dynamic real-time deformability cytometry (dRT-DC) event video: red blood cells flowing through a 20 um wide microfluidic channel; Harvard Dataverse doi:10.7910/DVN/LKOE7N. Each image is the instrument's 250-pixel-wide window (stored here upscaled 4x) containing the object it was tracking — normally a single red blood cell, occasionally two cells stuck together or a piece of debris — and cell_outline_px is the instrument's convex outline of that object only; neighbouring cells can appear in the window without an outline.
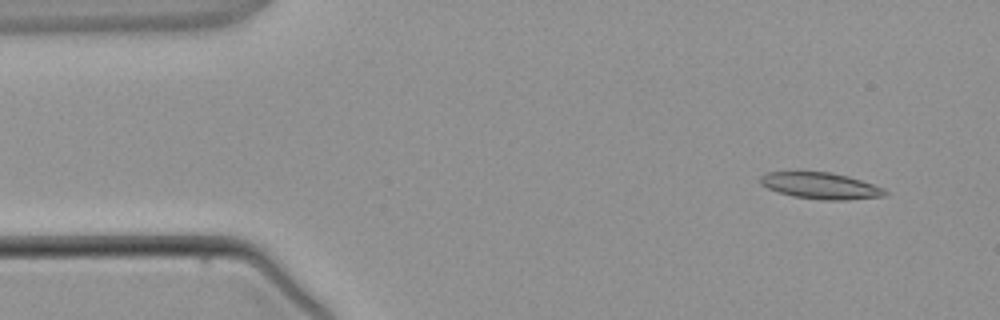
{"species": "common noctule bat (a hibernating species)", "species_latin": "Nyctalus noctula", "temperature_condition": "warm", "stored_images_in_passage": 3, "camera_frame_rate_fps": 3000, "um_per_image_px": 0.085, "animal": {"sex": "male", "body_mass_g": 21.5, "forearm_length_mm": 52.0}, "frame": {"image": 1, "passage_image": 1, "time_ms": 0.0, "image_size_px": [1000, 320], "cell_outline_px": [[888, 192], [884, 196], [848, 200], [820, 200], [792, 196], [768, 188], [760, 184], [760, 176], [768, 172], [832, 172], [848, 176], [884, 188]], "centroid_in_image_um": [69.76, 15.79], "position_along_channel_um": 15.2, "area_um2": 19.13}}